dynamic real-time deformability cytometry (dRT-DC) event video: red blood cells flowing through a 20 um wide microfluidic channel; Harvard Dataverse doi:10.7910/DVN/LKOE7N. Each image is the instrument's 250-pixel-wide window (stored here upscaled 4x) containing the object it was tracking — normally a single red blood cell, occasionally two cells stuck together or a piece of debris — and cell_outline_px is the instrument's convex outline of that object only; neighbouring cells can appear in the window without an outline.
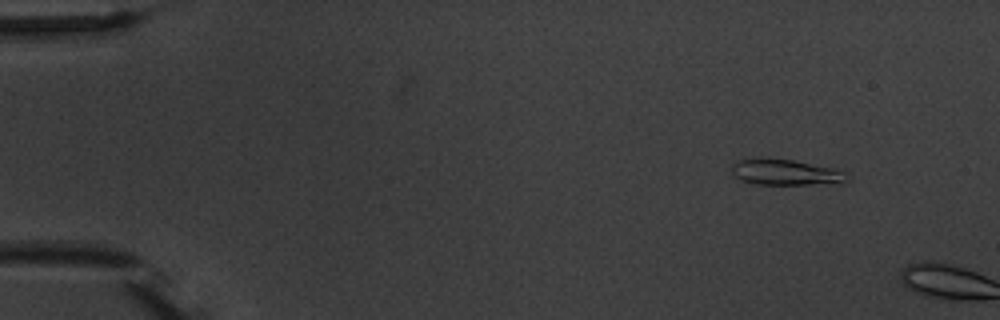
{"species": "common noctule bat (a hibernating species)", "species_latin": "Nyctalus noctula", "temperature_condition": "warm", "stored_images_in_passage": 2, "camera_frame_rate_fps": 3000, "um_per_image_px": 0.085, "animal": {"sex": "male", "body_mass_g": 20.1, "forearm_length_mm": 53.5}, "frame": {"image": 1, "passage_image": 1, "time_ms": 0.0, "image_size_px": [1000, 320], "cell_outline_px": [[852, 180], [840, 184], [756, 184], [740, 180], [732, 176], [732, 164], [736, 160], [760, 156], [792, 160], [836, 168], [848, 172], [852, 176]], "centroid_in_image_um": [66.84, 14.63], "position_along_channel_um": 18.2, "area_um2": 18.26}}